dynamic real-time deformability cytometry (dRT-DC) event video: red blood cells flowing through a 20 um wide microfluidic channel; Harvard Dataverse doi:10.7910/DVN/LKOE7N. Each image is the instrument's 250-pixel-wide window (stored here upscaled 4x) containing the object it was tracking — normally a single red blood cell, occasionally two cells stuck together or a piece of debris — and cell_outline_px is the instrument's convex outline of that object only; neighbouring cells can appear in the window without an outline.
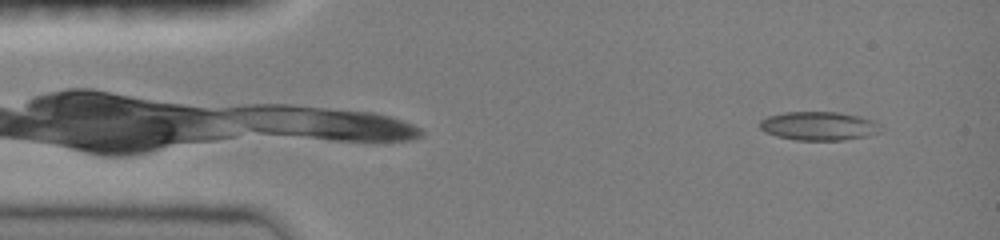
{"species": "common noctule bat (a hibernating species)", "species_latin": "Nyctalus noctula", "temperature_condition": "room temperature", "stored_images_in_passage": 4, "camera_frame_rate_fps": 3000, "um_per_image_px": 0.085, "animal": {"sex": "female", "body_mass_g": 19.0, "forearm_length_mm": 51.5}, "frame": {"image": 1, "passage_image": 1, "time_ms": 0.0, "image_size_px": [1000, 240], "cell_outline_px": [[884, 128], [880, 132], [868, 136], [844, 140], [796, 140], [776, 136], [764, 132], [760, 128], [760, 120], [768, 116], [784, 112], [840, 112], [860, 116], [872, 120], [880, 124]], "centroid_in_image_um": [69.63, 10.71], "position_along_channel_um": 15.4, "area_um2": 20.46}}
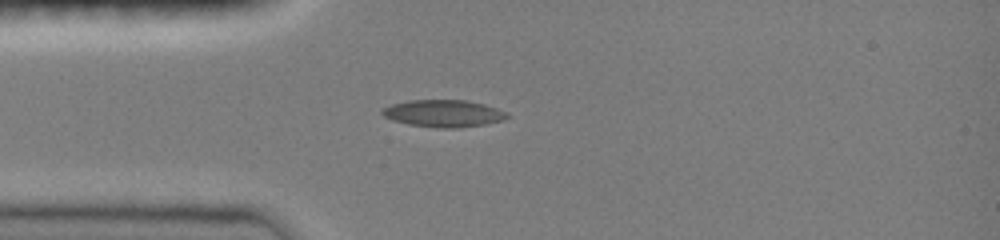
{"frame": {"image": 2, "passage_image": 4, "time_ms": 1.0, "image_size_px": [1000, 240], "cell_outline_px": [[508, 116], [504, 120], [484, 124], [460, 128], [440, 128], [408, 124], [392, 120], [384, 116], [380, 112], [384, 108], [392, 104], [408, 100], [464, 100], [484, 104], [508, 112]], "centroid_in_image_um": [37.7, 9.64], "position_along_channel_um": 47.3, "area_um2": 19.71}}